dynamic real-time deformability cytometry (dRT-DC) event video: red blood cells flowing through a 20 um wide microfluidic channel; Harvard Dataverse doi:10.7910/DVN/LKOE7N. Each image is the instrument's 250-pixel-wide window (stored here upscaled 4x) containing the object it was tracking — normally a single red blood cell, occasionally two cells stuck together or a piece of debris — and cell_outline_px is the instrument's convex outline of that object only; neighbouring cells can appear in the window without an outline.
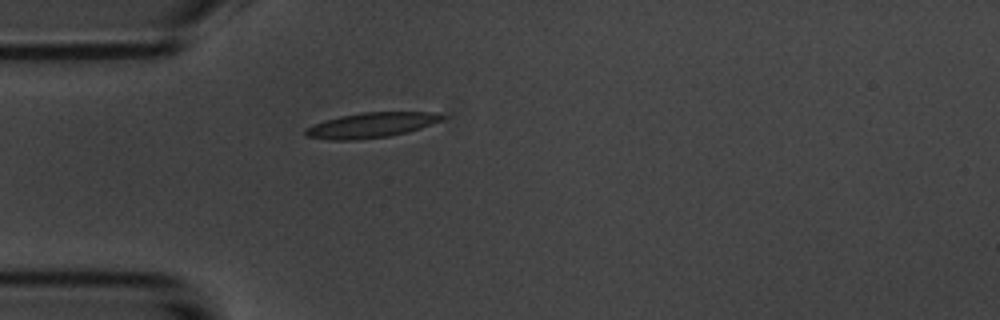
{"species": "common noctule bat (a hibernating species)", "species_latin": "Nyctalus noctula", "temperature_condition": "room temperature", "stored_images_in_passage": 1, "camera_frame_rate_fps": 3000, "um_per_image_px": 0.085, "animal": {"sex": "male", "body_mass_g": 20.1, "forearm_length_mm": 53.5}, "frame": {"image": 1, "passage_image": 1, "time_ms": 0.0, "image_size_px": [1000, 320], "cell_outline_px": [[444, 116], [440, 120], [432, 124], [408, 132], [388, 136], [352, 140], [332, 140], [304, 136], [304, 128], [324, 120], [340, 116], [360, 112], [436, 112]], "centroid_in_image_um": [31.5, 10.63], "position_along_channel_um": 53.5, "area_um2": 19.94}}